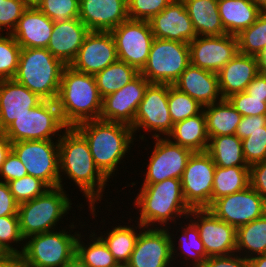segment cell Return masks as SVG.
I'll list each match as a JSON object with an SVG mask.
<instances>
[{
	"mask_svg": "<svg viewBox=\"0 0 266 267\" xmlns=\"http://www.w3.org/2000/svg\"><path fill=\"white\" fill-rule=\"evenodd\" d=\"M58 144L60 187L63 188L66 184L65 181L63 183L64 179L71 180L82 193L85 203H88L86 205L89 215L92 216L90 219L95 220L98 217L97 207L101 200L107 197L103 194L106 186L109 188L111 180L109 181L96 167L87 141L74 127H68L62 133Z\"/></svg>",
	"mask_w": 266,
	"mask_h": 267,
	"instance_id": "cell-1",
	"label": "cell"
},
{
	"mask_svg": "<svg viewBox=\"0 0 266 267\" xmlns=\"http://www.w3.org/2000/svg\"><path fill=\"white\" fill-rule=\"evenodd\" d=\"M87 141L94 163L100 172L110 180L117 177L118 165H124L125 157L136 140L131 126L95 119L74 127ZM127 155V156H126ZM123 161V162H122Z\"/></svg>",
	"mask_w": 266,
	"mask_h": 267,
	"instance_id": "cell-2",
	"label": "cell"
},
{
	"mask_svg": "<svg viewBox=\"0 0 266 267\" xmlns=\"http://www.w3.org/2000/svg\"><path fill=\"white\" fill-rule=\"evenodd\" d=\"M135 189V221L144 227L166 228L186 219L191 208L182 194L181 179L169 178L162 182L140 185Z\"/></svg>",
	"mask_w": 266,
	"mask_h": 267,
	"instance_id": "cell-3",
	"label": "cell"
},
{
	"mask_svg": "<svg viewBox=\"0 0 266 267\" xmlns=\"http://www.w3.org/2000/svg\"><path fill=\"white\" fill-rule=\"evenodd\" d=\"M102 100L94 75L78 72L71 66L63 68L56 102L67 127L99 119Z\"/></svg>",
	"mask_w": 266,
	"mask_h": 267,
	"instance_id": "cell-4",
	"label": "cell"
},
{
	"mask_svg": "<svg viewBox=\"0 0 266 267\" xmlns=\"http://www.w3.org/2000/svg\"><path fill=\"white\" fill-rule=\"evenodd\" d=\"M73 217L72 222H69L70 224L65 228L62 226L61 229L27 237L24 240V249L18 257L19 265L23 267H63L76 253L79 230L83 231L82 228L85 229L83 226H86L80 222L81 216V219L78 220L81 229L78 228V225L74 224L76 221L73 222L76 216ZM74 229H76L75 232Z\"/></svg>",
	"mask_w": 266,
	"mask_h": 267,
	"instance_id": "cell-5",
	"label": "cell"
},
{
	"mask_svg": "<svg viewBox=\"0 0 266 267\" xmlns=\"http://www.w3.org/2000/svg\"><path fill=\"white\" fill-rule=\"evenodd\" d=\"M64 67L47 48H23L13 79L42 99L56 101Z\"/></svg>",
	"mask_w": 266,
	"mask_h": 267,
	"instance_id": "cell-6",
	"label": "cell"
},
{
	"mask_svg": "<svg viewBox=\"0 0 266 267\" xmlns=\"http://www.w3.org/2000/svg\"><path fill=\"white\" fill-rule=\"evenodd\" d=\"M65 189L49 188L43 195L18 205L20 232L24 239L60 228L58 224L60 226L62 219L74 209Z\"/></svg>",
	"mask_w": 266,
	"mask_h": 267,
	"instance_id": "cell-7",
	"label": "cell"
},
{
	"mask_svg": "<svg viewBox=\"0 0 266 267\" xmlns=\"http://www.w3.org/2000/svg\"><path fill=\"white\" fill-rule=\"evenodd\" d=\"M67 128L57 102L44 100L16 118L3 132L14 143L26 140H59Z\"/></svg>",
	"mask_w": 266,
	"mask_h": 267,
	"instance_id": "cell-8",
	"label": "cell"
},
{
	"mask_svg": "<svg viewBox=\"0 0 266 267\" xmlns=\"http://www.w3.org/2000/svg\"><path fill=\"white\" fill-rule=\"evenodd\" d=\"M168 90L169 84L150 83L146 88L131 126L136 141H148L145 134H141L143 130L147 136L149 133V137L152 135L150 140L164 138L171 133L174 124L169 114Z\"/></svg>",
	"mask_w": 266,
	"mask_h": 267,
	"instance_id": "cell-9",
	"label": "cell"
},
{
	"mask_svg": "<svg viewBox=\"0 0 266 267\" xmlns=\"http://www.w3.org/2000/svg\"><path fill=\"white\" fill-rule=\"evenodd\" d=\"M189 65V43L154 38L140 73L149 83L173 85Z\"/></svg>",
	"mask_w": 266,
	"mask_h": 267,
	"instance_id": "cell-10",
	"label": "cell"
},
{
	"mask_svg": "<svg viewBox=\"0 0 266 267\" xmlns=\"http://www.w3.org/2000/svg\"><path fill=\"white\" fill-rule=\"evenodd\" d=\"M12 151L23 163L28 175L41 179L50 188L60 187L58 140L14 142Z\"/></svg>",
	"mask_w": 266,
	"mask_h": 267,
	"instance_id": "cell-11",
	"label": "cell"
},
{
	"mask_svg": "<svg viewBox=\"0 0 266 267\" xmlns=\"http://www.w3.org/2000/svg\"><path fill=\"white\" fill-rule=\"evenodd\" d=\"M216 165L205 152H193L181 177L182 194L191 209L208 208L212 204V188Z\"/></svg>",
	"mask_w": 266,
	"mask_h": 267,
	"instance_id": "cell-12",
	"label": "cell"
},
{
	"mask_svg": "<svg viewBox=\"0 0 266 267\" xmlns=\"http://www.w3.org/2000/svg\"><path fill=\"white\" fill-rule=\"evenodd\" d=\"M110 32L116 44L118 60L140 72L147 63L154 40L149 22L127 19Z\"/></svg>",
	"mask_w": 266,
	"mask_h": 267,
	"instance_id": "cell-13",
	"label": "cell"
},
{
	"mask_svg": "<svg viewBox=\"0 0 266 267\" xmlns=\"http://www.w3.org/2000/svg\"><path fill=\"white\" fill-rule=\"evenodd\" d=\"M153 140L155 145L151 146L153 148L149 161L145 163L146 170L141 173V176H145L141 185L159 183L169 178L181 179L193 152L174 144L167 137L153 138Z\"/></svg>",
	"mask_w": 266,
	"mask_h": 267,
	"instance_id": "cell-14",
	"label": "cell"
},
{
	"mask_svg": "<svg viewBox=\"0 0 266 267\" xmlns=\"http://www.w3.org/2000/svg\"><path fill=\"white\" fill-rule=\"evenodd\" d=\"M208 209L236 229L266 213V200L251 186L216 199Z\"/></svg>",
	"mask_w": 266,
	"mask_h": 267,
	"instance_id": "cell-15",
	"label": "cell"
},
{
	"mask_svg": "<svg viewBox=\"0 0 266 267\" xmlns=\"http://www.w3.org/2000/svg\"><path fill=\"white\" fill-rule=\"evenodd\" d=\"M188 218L198 228L200 239L209 257L236 253L235 227L220 220L208 208L191 209Z\"/></svg>",
	"mask_w": 266,
	"mask_h": 267,
	"instance_id": "cell-16",
	"label": "cell"
},
{
	"mask_svg": "<svg viewBox=\"0 0 266 267\" xmlns=\"http://www.w3.org/2000/svg\"><path fill=\"white\" fill-rule=\"evenodd\" d=\"M190 64L218 73L239 52L236 35L197 36L189 43Z\"/></svg>",
	"mask_w": 266,
	"mask_h": 267,
	"instance_id": "cell-17",
	"label": "cell"
},
{
	"mask_svg": "<svg viewBox=\"0 0 266 267\" xmlns=\"http://www.w3.org/2000/svg\"><path fill=\"white\" fill-rule=\"evenodd\" d=\"M166 228L144 227L125 267H174Z\"/></svg>",
	"mask_w": 266,
	"mask_h": 267,
	"instance_id": "cell-18",
	"label": "cell"
},
{
	"mask_svg": "<svg viewBox=\"0 0 266 267\" xmlns=\"http://www.w3.org/2000/svg\"><path fill=\"white\" fill-rule=\"evenodd\" d=\"M118 60L110 31H90L70 66L81 73L96 75Z\"/></svg>",
	"mask_w": 266,
	"mask_h": 267,
	"instance_id": "cell-19",
	"label": "cell"
},
{
	"mask_svg": "<svg viewBox=\"0 0 266 267\" xmlns=\"http://www.w3.org/2000/svg\"><path fill=\"white\" fill-rule=\"evenodd\" d=\"M149 84L139 73L127 85L104 97L99 119L132 126L139 104Z\"/></svg>",
	"mask_w": 266,
	"mask_h": 267,
	"instance_id": "cell-20",
	"label": "cell"
},
{
	"mask_svg": "<svg viewBox=\"0 0 266 267\" xmlns=\"http://www.w3.org/2000/svg\"><path fill=\"white\" fill-rule=\"evenodd\" d=\"M148 22L154 38L190 43L197 37L182 0H173Z\"/></svg>",
	"mask_w": 266,
	"mask_h": 267,
	"instance_id": "cell-21",
	"label": "cell"
},
{
	"mask_svg": "<svg viewBox=\"0 0 266 267\" xmlns=\"http://www.w3.org/2000/svg\"><path fill=\"white\" fill-rule=\"evenodd\" d=\"M177 225L180 226L177 227ZM166 229L168 230L171 240L174 267H180V264L181 267H202L209 256L206 254L204 244L200 239L196 225L187 217L186 219H183L182 222L176 223V225L174 224L171 226L170 224ZM171 229L174 230L171 231ZM175 230L177 232L174 234ZM178 232H181L180 235L177 234ZM175 235L178 237H175Z\"/></svg>",
	"mask_w": 266,
	"mask_h": 267,
	"instance_id": "cell-22",
	"label": "cell"
},
{
	"mask_svg": "<svg viewBox=\"0 0 266 267\" xmlns=\"http://www.w3.org/2000/svg\"><path fill=\"white\" fill-rule=\"evenodd\" d=\"M79 19L90 31H111L129 19L127 0H80Z\"/></svg>",
	"mask_w": 266,
	"mask_h": 267,
	"instance_id": "cell-23",
	"label": "cell"
},
{
	"mask_svg": "<svg viewBox=\"0 0 266 267\" xmlns=\"http://www.w3.org/2000/svg\"><path fill=\"white\" fill-rule=\"evenodd\" d=\"M44 101L14 79L0 80V131Z\"/></svg>",
	"mask_w": 266,
	"mask_h": 267,
	"instance_id": "cell-24",
	"label": "cell"
},
{
	"mask_svg": "<svg viewBox=\"0 0 266 267\" xmlns=\"http://www.w3.org/2000/svg\"><path fill=\"white\" fill-rule=\"evenodd\" d=\"M89 32L79 18L54 22L47 49L65 66H70Z\"/></svg>",
	"mask_w": 266,
	"mask_h": 267,
	"instance_id": "cell-25",
	"label": "cell"
},
{
	"mask_svg": "<svg viewBox=\"0 0 266 267\" xmlns=\"http://www.w3.org/2000/svg\"><path fill=\"white\" fill-rule=\"evenodd\" d=\"M173 86L191 96L203 107L223 99L217 73L192 64L181 73Z\"/></svg>",
	"mask_w": 266,
	"mask_h": 267,
	"instance_id": "cell-26",
	"label": "cell"
},
{
	"mask_svg": "<svg viewBox=\"0 0 266 267\" xmlns=\"http://www.w3.org/2000/svg\"><path fill=\"white\" fill-rule=\"evenodd\" d=\"M261 72L259 59L238 52L218 73L219 88L223 99L246 90Z\"/></svg>",
	"mask_w": 266,
	"mask_h": 267,
	"instance_id": "cell-27",
	"label": "cell"
},
{
	"mask_svg": "<svg viewBox=\"0 0 266 267\" xmlns=\"http://www.w3.org/2000/svg\"><path fill=\"white\" fill-rule=\"evenodd\" d=\"M54 21L36 6H28L11 35L23 48H47Z\"/></svg>",
	"mask_w": 266,
	"mask_h": 267,
	"instance_id": "cell-28",
	"label": "cell"
},
{
	"mask_svg": "<svg viewBox=\"0 0 266 267\" xmlns=\"http://www.w3.org/2000/svg\"><path fill=\"white\" fill-rule=\"evenodd\" d=\"M131 215L132 214L130 213V218L127 220L130 223H115L116 226L112 225V229L110 228L109 230L108 228L106 229V231H99L100 233L98 234L99 237L107 245L109 252L114 256L115 260L121 267H125L126 264L129 262L138 235L140 231L144 228L143 225H141L137 221H134V219L131 218ZM133 221L135 223H133Z\"/></svg>",
	"mask_w": 266,
	"mask_h": 267,
	"instance_id": "cell-29",
	"label": "cell"
},
{
	"mask_svg": "<svg viewBox=\"0 0 266 267\" xmlns=\"http://www.w3.org/2000/svg\"><path fill=\"white\" fill-rule=\"evenodd\" d=\"M197 36L226 34L218 11V0H182Z\"/></svg>",
	"mask_w": 266,
	"mask_h": 267,
	"instance_id": "cell-30",
	"label": "cell"
},
{
	"mask_svg": "<svg viewBox=\"0 0 266 267\" xmlns=\"http://www.w3.org/2000/svg\"><path fill=\"white\" fill-rule=\"evenodd\" d=\"M218 11L226 34L236 36L262 13L250 0H218Z\"/></svg>",
	"mask_w": 266,
	"mask_h": 267,
	"instance_id": "cell-31",
	"label": "cell"
},
{
	"mask_svg": "<svg viewBox=\"0 0 266 267\" xmlns=\"http://www.w3.org/2000/svg\"><path fill=\"white\" fill-rule=\"evenodd\" d=\"M167 138L174 144L190 149L192 152H205L209 144V137L206 131L204 112L176 122Z\"/></svg>",
	"mask_w": 266,
	"mask_h": 267,
	"instance_id": "cell-32",
	"label": "cell"
},
{
	"mask_svg": "<svg viewBox=\"0 0 266 267\" xmlns=\"http://www.w3.org/2000/svg\"><path fill=\"white\" fill-rule=\"evenodd\" d=\"M203 112L208 137L234 135L242 118L228 99L203 107Z\"/></svg>",
	"mask_w": 266,
	"mask_h": 267,
	"instance_id": "cell-33",
	"label": "cell"
},
{
	"mask_svg": "<svg viewBox=\"0 0 266 267\" xmlns=\"http://www.w3.org/2000/svg\"><path fill=\"white\" fill-rule=\"evenodd\" d=\"M86 231H83L86 236L82 235L83 232H80L76 240V254L81 260L88 267H121L109 252L107 245L97 235L99 232L91 229L90 235H88ZM85 237H87V240Z\"/></svg>",
	"mask_w": 266,
	"mask_h": 267,
	"instance_id": "cell-34",
	"label": "cell"
},
{
	"mask_svg": "<svg viewBox=\"0 0 266 267\" xmlns=\"http://www.w3.org/2000/svg\"><path fill=\"white\" fill-rule=\"evenodd\" d=\"M236 253L246 259L266 254V213L237 228Z\"/></svg>",
	"mask_w": 266,
	"mask_h": 267,
	"instance_id": "cell-35",
	"label": "cell"
},
{
	"mask_svg": "<svg viewBox=\"0 0 266 267\" xmlns=\"http://www.w3.org/2000/svg\"><path fill=\"white\" fill-rule=\"evenodd\" d=\"M206 152L216 166L223 168L248 166L243 156L242 140L237 135L209 137Z\"/></svg>",
	"mask_w": 266,
	"mask_h": 267,
	"instance_id": "cell-36",
	"label": "cell"
},
{
	"mask_svg": "<svg viewBox=\"0 0 266 267\" xmlns=\"http://www.w3.org/2000/svg\"><path fill=\"white\" fill-rule=\"evenodd\" d=\"M250 186L249 166L223 168L216 166L212 188V203L221 197L242 191Z\"/></svg>",
	"mask_w": 266,
	"mask_h": 267,
	"instance_id": "cell-37",
	"label": "cell"
},
{
	"mask_svg": "<svg viewBox=\"0 0 266 267\" xmlns=\"http://www.w3.org/2000/svg\"><path fill=\"white\" fill-rule=\"evenodd\" d=\"M140 72L126 62L117 60L95 75L102 99L132 81Z\"/></svg>",
	"mask_w": 266,
	"mask_h": 267,
	"instance_id": "cell-38",
	"label": "cell"
},
{
	"mask_svg": "<svg viewBox=\"0 0 266 267\" xmlns=\"http://www.w3.org/2000/svg\"><path fill=\"white\" fill-rule=\"evenodd\" d=\"M239 52L259 57L266 47V12H262L256 21L238 35Z\"/></svg>",
	"mask_w": 266,
	"mask_h": 267,
	"instance_id": "cell-39",
	"label": "cell"
},
{
	"mask_svg": "<svg viewBox=\"0 0 266 267\" xmlns=\"http://www.w3.org/2000/svg\"><path fill=\"white\" fill-rule=\"evenodd\" d=\"M168 107L173 124L203 111L201 104L171 84H169L168 90Z\"/></svg>",
	"mask_w": 266,
	"mask_h": 267,
	"instance_id": "cell-40",
	"label": "cell"
},
{
	"mask_svg": "<svg viewBox=\"0 0 266 267\" xmlns=\"http://www.w3.org/2000/svg\"><path fill=\"white\" fill-rule=\"evenodd\" d=\"M24 240L19 216H0V251L19 257L24 249Z\"/></svg>",
	"mask_w": 266,
	"mask_h": 267,
	"instance_id": "cell-41",
	"label": "cell"
},
{
	"mask_svg": "<svg viewBox=\"0 0 266 267\" xmlns=\"http://www.w3.org/2000/svg\"><path fill=\"white\" fill-rule=\"evenodd\" d=\"M20 53L21 46L11 34H0V80L14 78Z\"/></svg>",
	"mask_w": 266,
	"mask_h": 267,
	"instance_id": "cell-42",
	"label": "cell"
},
{
	"mask_svg": "<svg viewBox=\"0 0 266 267\" xmlns=\"http://www.w3.org/2000/svg\"><path fill=\"white\" fill-rule=\"evenodd\" d=\"M35 6L54 22L79 18L80 0H39Z\"/></svg>",
	"mask_w": 266,
	"mask_h": 267,
	"instance_id": "cell-43",
	"label": "cell"
},
{
	"mask_svg": "<svg viewBox=\"0 0 266 267\" xmlns=\"http://www.w3.org/2000/svg\"><path fill=\"white\" fill-rule=\"evenodd\" d=\"M10 191L18 204L43 195L50 187L41 179L26 175L8 182Z\"/></svg>",
	"mask_w": 266,
	"mask_h": 267,
	"instance_id": "cell-44",
	"label": "cell"
},
{
	"mask_svg": "<svg viewBox=\"0 0 266 267\" xmlns=\"http://www.w3.org/2000/svg\"><path fill=\"white\" fill-rule=\"evenodd\" d=\"M243 156L248 164L263 162L266 160V127L256 130L250 136L242 139Z\"/></svg>",
	"mask_w": 266,
	"mask_h": 267,
	"instance_id": "cell-45",
	"label": "cell"
},
{
	"mask_svg": "<svg viewBox=\"0 0 266 267\" xmlns=\"http://www.w3.org/2000/svg\"><path fill=\"white\" fill-rule=\"evenodd\" d=\"M28 6L23 0L0 2V34H11Z\"/></svg>",
	"mask_w": 266,
	"mask_h": 267,
	"instance_id": "cell-46",
	"label": "cell"
},
{
	"mask_svg": "<svg viewBox=\"0 0 266 267\" xmlns=\"http://www.w3.org/2000/svg\"><path fill=\"white\" fill-rule=\"evenodd\" d=\"M172 1L173 0H127L129 19L149 21Z\"/></svg>",
	"mask_w": 266,
	"mask_h": 267,
	"instance_id": "cell-47",
	"label": "cell"
},
{
	"mask_svg": "<svg viewBox=\"0 0 266 267\" xmlns=\"http://www.w3.org/2000/svg\"><path fill=\"white\" fill-rule=\"evenodd\" d=\"M227 99L242 116L266 115V99L253 98L245 91Z\"/></svg>",
	"mask_w": 266,
	"mask_h": 267,
	"instance_id": "cell-48",
	"label": "cell"
},
{
	"mask_svg": "<svg viewBox=\"0 0 266 267\" xmlns=\"http://www.w3.org/2000/svg\"><path fill=\"white\" fill-rule=\"evenodd\" d=\"M26 175H28L26 168L17 155L11 150L1 166L0 180L8 183L11 180H16Z\"/></svg>",
	"mask_w": 266,
	"mask_h": 267,
	"instance_id": "cell-49",
	"label": "cell"
},
{
	"mask_svg": "<svg viewBox=\"0 0 266 267\" xmlns=\"http://www.w3.org/2000/svg\"><path fill=\"white\" fill-rule=\"evenodd\" d=\"M263 127H266V115L242 116L235 135L242 140L256 130H263Z\"/></svg>",
	"mask_w": 266,
	"mask_h": 267,
	"instance_id": "cell-50",
	"label": "cell"
},
{
	"mask_svg": "<svg viewBox=\"0 0 266 267\" xmlns=\"http://www.w3.org/2000/svg\"><path fill=\"white\" fill-rule=\"evenodd\" d=\"M250 186L266 200V160L249 166Z\"/></svg>",
	"mask_w": 266,
	"mask_h": 267,
	"instance_id": "cell-51",
	"label": "cell"
},
{
	"mask_svg": "<svg viewBox=\"0 0 266 267\" xmlns=\"http://www.w3.org/2000/svg\"><path fill=\"white\" fill-rule=\"evenodd\" d=\"M202 267H248V261L238 253L227 256H210Z\"/></svg>",
	"mask_w": 266,
	"mask_h": 267,
	"instance_id": "cell-52",
	"label": "cell"
},
{
	"mask_svg": "<svg viewBox=\"0 0 266 267\" xmlns=\"http://www.w3.org/2000/svg\"><path fill=\"white\" fill-rule=\"evenodd\" d=\"M18 205L8 183L0 180V216L18 215Z\"/></svg>",
	"mask_w": 266,
	"mask_h": 267,
	"instance_id": "cell-53",
	"label": "cell"
},
{
	"mask_svg": "<svg viewBox=\"0 0 266 267\" xmlns=\"http://www.w3.org/2000/svg\"><path fill=\"white\" fill-rule=\"evenodd\" d=\"M245 92L257 99H266V74L260 72L247 86Z\"/></svg>",
	"mask_w": 266,
	"mask_h": 267,
	"instance_id": "cell-54",
	"label": "cell"
},
{
	"mask_svg": "<svg viewBox=\"0 0 266 267\" xmlns=\"http://www.w3.org/2000/svg\"><path fill=\"white\" fill-rule=\"evenodd\" d=\"M11 150H12V143L7 138L5 133L3 131H0V169Z\"/></svg>",
	"mask_w": 266,
	"mask_h": 267,
	"instance_id": "cell-55",
	"label": "cell"
},
{
	"mask_svg": "<svg viewBox=\"0 0 266 267\" xmlns=\"http://www.w3.org/2000/svg\"><path fill=\"white\" fill-rule=\"evenodd\" d=\"M18 264L17 256L6 252L0 254V267H17Z\"/></svg>",
	"mask_w": 266,
	"mask_h": 267,
	"instance_id": "cell-56",
	"label": "cell"
},
{
	"mask_svg": "<svg viewBox=\"0 0 266 267\" xmlns=\"http://www.w3.org/2000/svg\"><path fill=\"white\" fill-rule=\"evenodd\" d=\"M248 267H266V254L247 259Z\"/></svg>",
	"mask_w": 266,
	"mask_h": 267,
	"instance_id": "cell-57",
	"label": "cell"
},
{
	"mask_svg": "<svg viewBox=\"0 0 266 267\" xmlns=\"http://www.w3.org/2000/svg\"><path fill=\"white\" fill-rule=\"evenodd\" d=\"M63 267H88L75 253L73 257Z\"/></svg>",
	"mask_w": 266,
	"mask_h": 267,
	"instance_id": "cell-58",
	"label": "cell"
},
{
	"mask_svg": "<svg viewBox=\"0 0 266 267\" xmlns=\"http://www.w3.org/2000/svg\"><path fill=\"white\" fill-rule=\"evenodd\" d=\"M260 63V70L262 73L266 74V47L264 48L261 55L258 57Z\"/></svg>",
	"mask_w": 266,
	"mask_h": 267,
	"instance_id": "cell-59",
	"label": "cell"
},
{
	"mask_svg": "<svg viewBox=\"0 0 266 267\" xmlns=\"http://www.w3.org/2000/svg\"><path fill=\"white\" fill-rule=\"evenodd\" d=\"M255 4L262 12H266V0H250Z\"/></svg>",
	"mask_w": 266,
	"mask_h": 267,
	"instance_id": "cell-60",
	"label": "cell"
},
{
	"mask_svg": "<svg viewBox=\"0 0 266 267\" xmlns=\"http://www.w3.org/2000/svg\"><path fill=\"white\" fill-rule=\"evenodd\" d=\"M25 1L29 6H35V4L39 1V0H23Z\"/></svg>",
	"mask_w": 266,
	"mask_h": 267,
	"instance_id": "cell-61",
	"label": "cell"
}]
</instances>
